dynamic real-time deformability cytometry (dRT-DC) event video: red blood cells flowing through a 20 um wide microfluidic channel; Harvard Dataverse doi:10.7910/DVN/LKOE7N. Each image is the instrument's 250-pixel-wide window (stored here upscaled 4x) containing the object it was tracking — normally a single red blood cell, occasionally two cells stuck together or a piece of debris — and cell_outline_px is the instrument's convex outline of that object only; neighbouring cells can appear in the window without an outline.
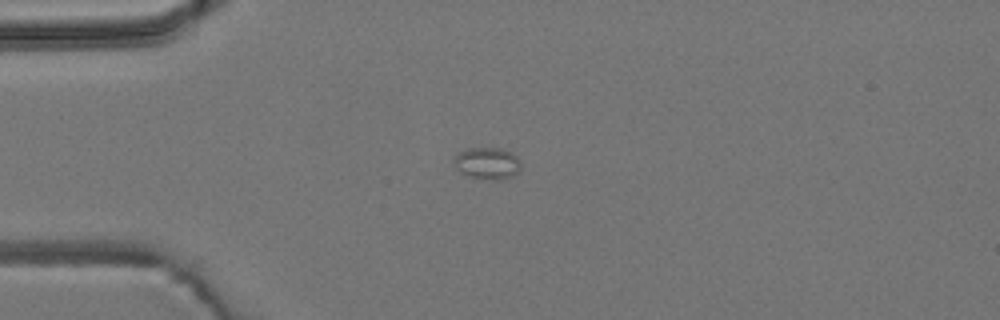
{"species": "common noctule bat (a hibernating species)", "species_latin": "Nyctalus noctula", "temperature_condition": "room temperature", "stored_images_in_passage": 41, "camera_frame_rate_fps": 3000, "um_per_image_px": 0.085, "animal": {"sex": "male", "body_mass_g": 19.2, "forearm_length_mm": 51.8}, "frame": {"image": 1, "passage_image": 1, "time_ms": 0.0, "image_size_px": [1000, 320], "cell_outline_px": [[520, 168], [512, 176], [504, 180], [496, 180], [472, 176], [456, 168], [452, 160], [460, 152], [468, 148], [500, 148], [512, 152], [520, 160]], "centroid_in_image_um": [41.45, 13.86], "position_along_channel_um": 43.5, "area_um2": 12.2}}